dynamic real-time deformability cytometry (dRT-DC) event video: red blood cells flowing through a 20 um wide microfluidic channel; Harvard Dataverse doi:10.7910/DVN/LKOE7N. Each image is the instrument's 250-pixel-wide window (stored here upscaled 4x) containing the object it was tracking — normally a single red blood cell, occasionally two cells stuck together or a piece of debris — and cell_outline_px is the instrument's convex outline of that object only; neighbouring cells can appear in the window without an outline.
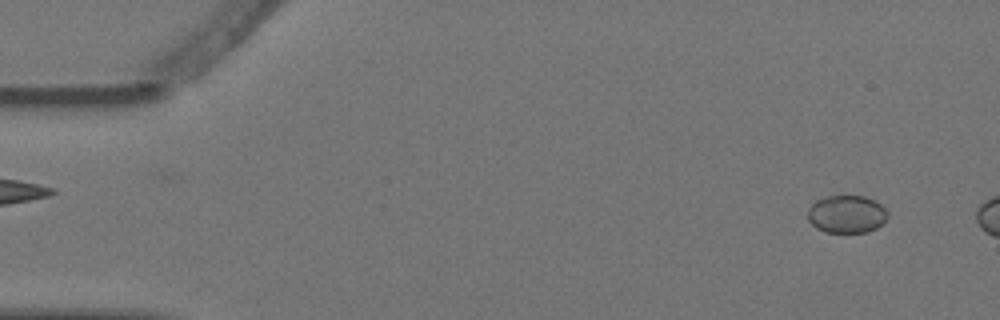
{"species": "Egyptian fruit bat (a non-hibernating species)", "species_latin": "Rousettus aegyptiacus", "temperature_condition": "warm", "stored_images_in_passage": 2, "camera_frame_rate_fps": 3000, "um_per_image_px": 0.085, "animal": {"sex": "female"}, "frame": {"image": 1, "passage_image": 1, "time_ms": 0.0, "image_size_px": [1000, 320], "cell_outline_px": [[888, 216], [876, 228], [868, 232], [824, 232], [816, 228], [808, 220], [808, 208], [816, 200], [828, 196], [864, 196], [876, 200], [888, 212]], "centroid_in_image_um": [71.95, 18.2], "position_along_channel_um": 13.0, "area_um2": 17.57}}